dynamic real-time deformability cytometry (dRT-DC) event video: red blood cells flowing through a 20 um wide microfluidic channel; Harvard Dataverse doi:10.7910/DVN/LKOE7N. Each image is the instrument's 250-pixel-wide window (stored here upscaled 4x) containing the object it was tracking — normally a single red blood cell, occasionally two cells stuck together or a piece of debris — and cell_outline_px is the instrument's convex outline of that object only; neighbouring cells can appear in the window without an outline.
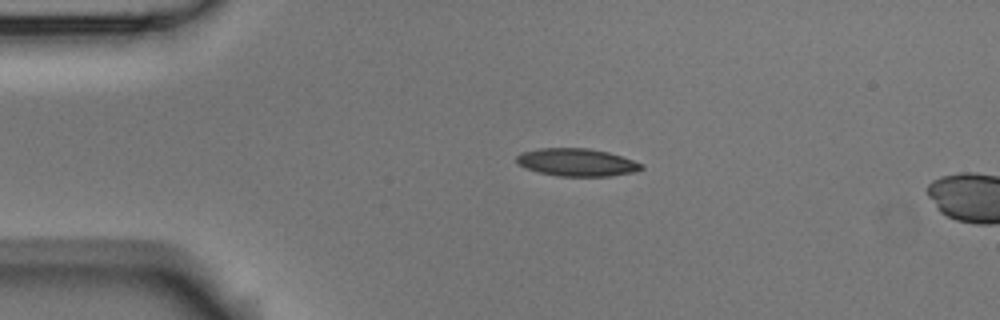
{"species": "Egyptian fruit bat (a non-hibernating species)", "species_latin": "Rousettus aegyptiacus", "temperature_condition": "room temperature", "stored_images_in_passage": 46, "camera_frame_rate_fps": 3000, "um_per_image_px": 0.085, "animal": {"sex": "male"}, "frame": {"image": 1, "passage_image": 1, "time_ms": 0.0, "image_size_px": [1000, 320], "cell_outline_px": [[644, 168], [636, 172], [608, 176], [556, 176], [524, 168], [516, 164], [516, 156], [520, 152], [540, 148], [588, 148], [608, 152], [644, 164]], "centroid_in_image_um": [49.0, 13.8], "position_along_channel_um": 36.0, "area_um2": 20.29}}
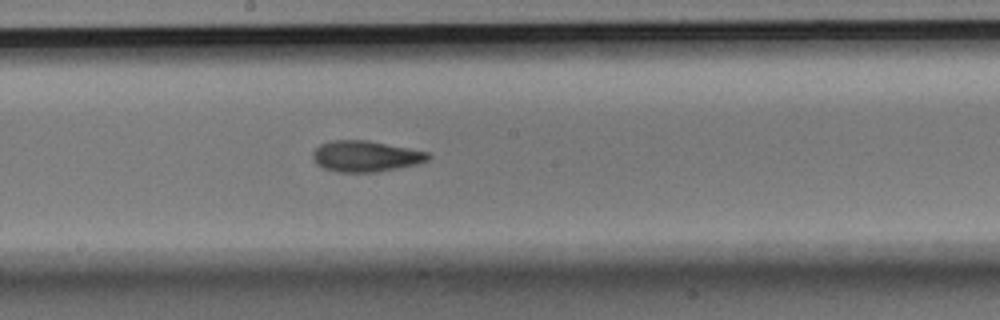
{"frame": {"image": 2, "passage_image": 19, "time_ms": 6.0, "image_size_px": [1000, 320], "cell_outline_px": [[432, 156], [428, 160], [420, 164], [376, 172], [336, 172], [324, 168], [316, 164], [312, 156], [312, 152], [320, 144], [328, 140], [368, 140], [428, 152]], "centroid_in_image_um": [31.07, 13.28], "position_along_channel_um": 217.1, "area_um2": 21.04}}
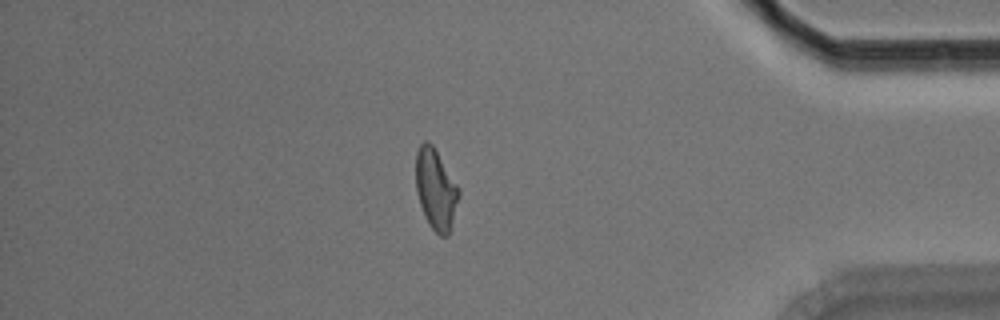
{"frame": {"image": 3, "passage_image": 37, "time_ms": 12.0, "image_size_px": [1000, 320], "cell_outline_px": [[460, 192], [448, 236], [440, 236], [428, 224], [424, 216], [416, 192], [416, 152], [420, 144], [424, 140], [428, 140], [432, 144], [460, 188]], "centroid_in_image_um": [37.03, 16.07], "position_along_channel_um": 398.2, "area_um2": 20.17}, "authors_computed_cell_mechanics": {"area_um2": 20.4323, "velocity_mm_per_s": 3.5862, "shape_relaxation_time_tau1_ms": null, "shape_relaxation_time_tau2_ms": 3.6461, "deformation_change_tau1": null, "deformation_change_tau2": 0.112}}